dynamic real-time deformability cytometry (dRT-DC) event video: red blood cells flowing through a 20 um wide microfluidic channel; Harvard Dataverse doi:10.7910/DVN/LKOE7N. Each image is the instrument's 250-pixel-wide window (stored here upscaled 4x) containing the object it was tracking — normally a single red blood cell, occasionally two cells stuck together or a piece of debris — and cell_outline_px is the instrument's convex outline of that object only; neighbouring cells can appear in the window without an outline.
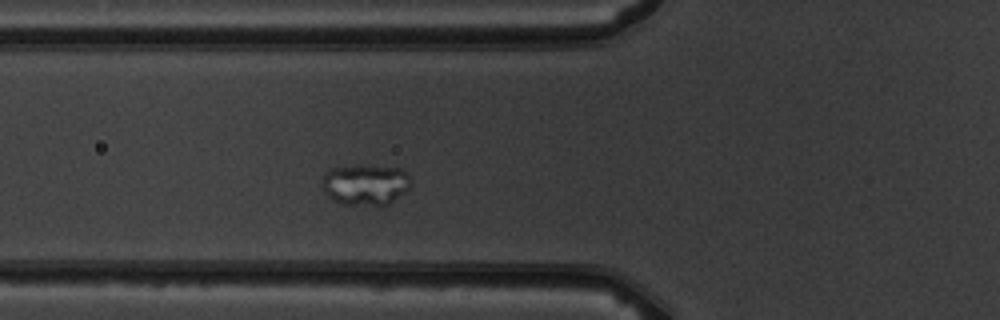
{"species": "common noctule bat (a hibernating species)", "species_latin": "Nyctalus noctula", "temperature_condition": "warm", "stored_images_in_passage": 4, "camera_frame_rate_fps": 3000, "um_per_image_px": 0.085, "animal": {"sex": "male", "body_mass_g": 19.5, "forearm_length_mm": 54.6}, "frame": {"image": 1, "passage_image": 3, "time_ms": 2.333, "image_size_px": [1000, 320], "cell_outline_px": [[412, 184], [404, 192], [384, 208], [380, 208], [340, 204], [328, 196], [324, 192], [320, 184], [324, 172], [332, 168], [364, 164], [400, 168], [408, 172]], "centroid_in_image_um": [31.06, 15.71], "position_along_channel_um": 94.7, "area_um2": 22.2}}